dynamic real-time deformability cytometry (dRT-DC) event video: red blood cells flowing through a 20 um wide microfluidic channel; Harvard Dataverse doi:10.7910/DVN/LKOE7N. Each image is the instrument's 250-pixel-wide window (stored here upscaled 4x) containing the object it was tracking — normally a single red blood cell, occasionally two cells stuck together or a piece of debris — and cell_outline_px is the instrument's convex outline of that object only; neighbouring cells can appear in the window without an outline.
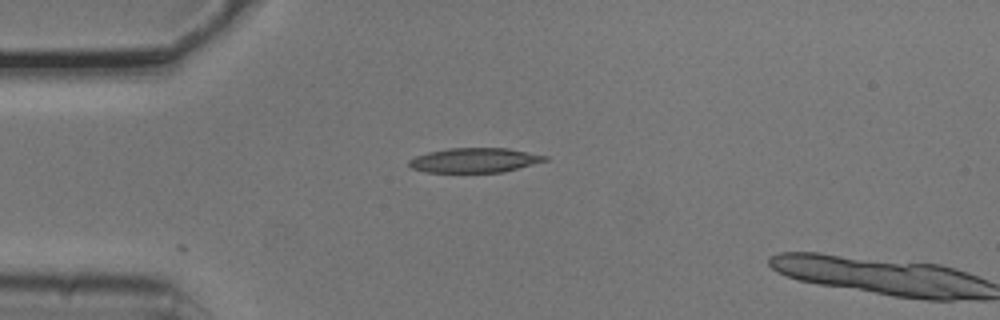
{"species": "common noctule bat (a hibernating species)", "species_latin": "Nyctalus noctula", "temperature_condition": "cold", "stored_images_in_passage": 2, "camera_frame_rate_fps": 3000, "um_per_image_px": 0.085, "animal": {"sex": "male", "body_mass_g": 20.5, "forearm_length_mm": 52.5}, "frame": {"image": 1, "passage_image": 1, "time_ms": 0.0, "image_size_px": [1000, 320], "cell_outline_px": [[548, 160], [504, 172], [428, 172], [412, 168], [408, 164], [408, 160], [416, 156], [428, 152], [448, 148], [508, 148], [548, 156]], "centroid_in_image_um": [40.35, 13.61], "position_along_channel_um": 44.7, "area_um2": 19.42}}